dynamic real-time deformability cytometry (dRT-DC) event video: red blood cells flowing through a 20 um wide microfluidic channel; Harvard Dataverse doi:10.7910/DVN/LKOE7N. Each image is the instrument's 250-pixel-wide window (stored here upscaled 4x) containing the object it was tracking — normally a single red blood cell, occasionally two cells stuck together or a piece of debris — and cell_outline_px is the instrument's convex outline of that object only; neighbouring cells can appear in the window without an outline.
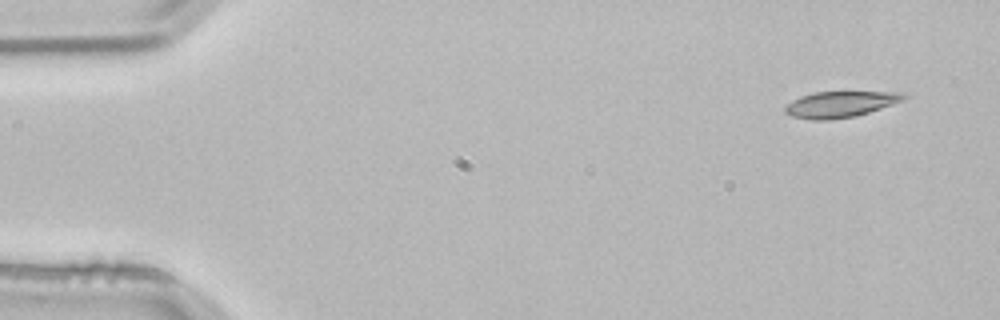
{"species": "common noctule bat (a hibernating species)", "species_latin": "Nyctalus noctula", "temperature_condition": "room temperature", "stored_images_in_passage": 5, "camera_frame_rate_fps": 3000, "um_per_image_px": 0.085, "animal": {"sex": "male", "body_mass_g": 21.5, "forearm_length_mm": 52.0}, "frame": {"image": 1, "passage_image": 1, "time_ms": 0.0, "image_size_px": [1000, 320], "cell_outline_px": [[908, 96], [904, 100], [868, 112], [852, 116], [828, 120], [812, 120], [792, 116], [784, 112], [784, 108], [792, 100], [800, 96], [816, 92], [904, 92]], "centroid_in_image_um": [71.41, 8.86], "position_along_channel_um": 13.6, "area_um2": 17.8}}